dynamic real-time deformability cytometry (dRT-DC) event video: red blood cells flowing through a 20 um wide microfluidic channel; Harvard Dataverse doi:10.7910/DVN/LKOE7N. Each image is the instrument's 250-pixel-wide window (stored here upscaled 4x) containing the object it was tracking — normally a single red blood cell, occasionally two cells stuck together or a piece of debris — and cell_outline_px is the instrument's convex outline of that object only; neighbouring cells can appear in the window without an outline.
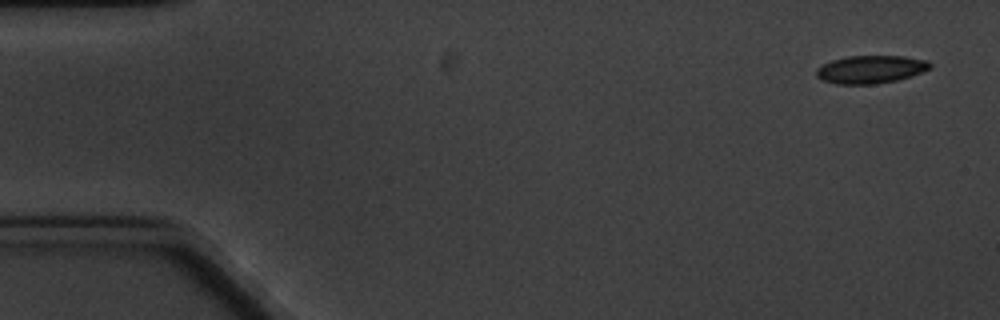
{"species": "common noctule bat (a hibernating species)", "species_latin": "Nyctalus noctula", "temperature_condition": "cold", "stored_images_in_passage": 6, "segment_of_instrument_passage": [1, 2], "camera_frame_rate_fps": 3000, "um_per_image_px": 0.085, "animal": {"sex": "male", "body_mass_g": 20.1, "forearm_length_mm": 53.5}, "frame": {"image": 1, "passage_image": 1, "time_ms": 0.0, "image_size_px": [1000, 320], "cell_outline_px": [[932, 68], [912, 76], [896, 80], [876, 84], [836, 84], [820, 80], [816, 76], [816, 68], [832, 60], [848, 56], [904, 56], [928, 60], [932, 64]], "centroid_in_image_um": [74.02, 5.9], "position_along_channel_um": 11.0, "area_um2": 18.67}}